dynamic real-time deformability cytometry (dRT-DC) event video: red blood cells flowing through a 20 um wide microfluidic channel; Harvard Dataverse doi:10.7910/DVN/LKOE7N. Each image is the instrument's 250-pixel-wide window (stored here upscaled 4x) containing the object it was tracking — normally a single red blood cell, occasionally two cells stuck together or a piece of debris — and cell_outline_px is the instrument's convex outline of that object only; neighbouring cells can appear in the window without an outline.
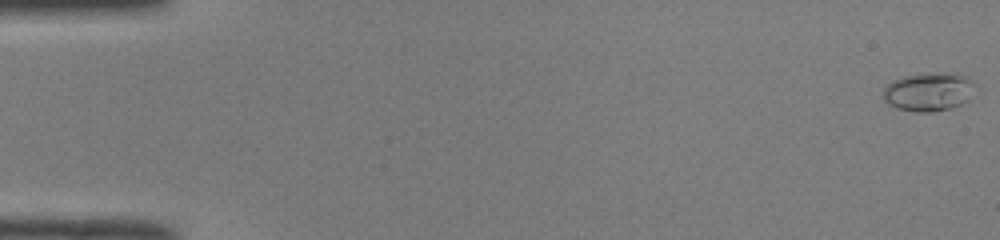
{"species": "common noctule bat (a hibernating species)", "species_latin": "Nyctalus noctula", "temperature_condition": "room temperature", "stored_images_in_passage": 51, "camera_frame_rate_fps": 3000, "um_per_image_px": 0.085, "animal": {"sex": "male", "body_mass_g": 19.0, "forearm_length_mm": 50.8}, "frame": {"image": 1, "passage_image": 1, "time_ms": 0.0, "image_size_px": [1000, 240], "cell_outline_px": [[976, 84], [968, 100], [952, 108], [932, 112], [916, 112], [896, 108], [888, 104], [884, 100], [884, 88], [892, 80], [904, 76], [952, 72], [956, 72], [968, 76]], "centroid_in_image_um": [78.96, 7.8], "position_along_channel_um": 6.0, "area_um2": 20.75}}
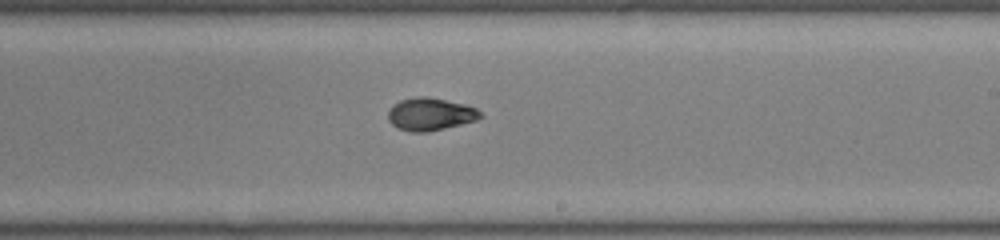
{"frame": {"image": 2, "passage_image": 31, "time_ms": 10.0, "image_size_px": [1000, 240], "cell_outline_px": [[484, 116], [476, 120], [428, 132], [412, 132], [396, 128], [388, 120], [388, 112], [392, 104], [400, 100], [416, 96], [428, 96], [464, 104], [476, 108]], "centroid_in_image_um": [36.54, 9.7], "position_along_channel_um": 252.5, "area_um2": 17.63}}
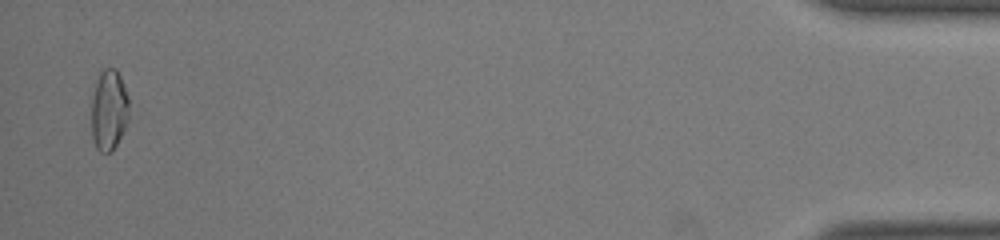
{"frame": {"image": 3, "passage_image": 50, "time_ms": 16.333, "image_size_px": [1000, 240], "cell_outline_px": [[128, 120], [112, 152], [100, 152], [96, 148], [92, 136], [92, 96], [96, 80], [100, 72], [104, 68], [116, 68], [120, 76], [128, 96]], "centroid_in_image_um": [9.25, 9.33], "position_along_channel_um": 426.0, "area_um2": 17.63}, "authors_computed_cell_mechanics": {"area_um2": 17.1666, "velocity_mm_per_s": 4.0794, "shape_relaxation_time_tau1_ms": 7.1972, "shape_relaxation_time_tau2_ms": 2.4258, "deformation_change_tau1": 0.2373, "deformation_change_tau2": 0.0685}}